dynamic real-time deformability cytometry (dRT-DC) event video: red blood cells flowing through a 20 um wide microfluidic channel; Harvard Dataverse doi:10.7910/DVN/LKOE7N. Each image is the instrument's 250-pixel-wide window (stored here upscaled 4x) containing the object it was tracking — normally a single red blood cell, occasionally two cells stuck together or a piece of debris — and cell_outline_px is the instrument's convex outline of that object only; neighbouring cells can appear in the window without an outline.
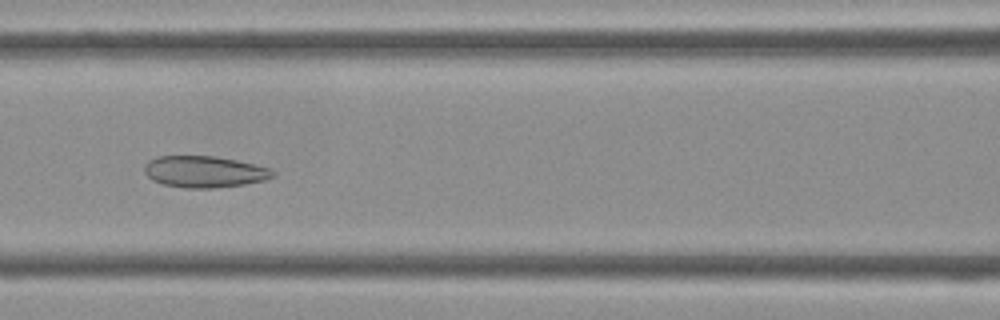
{"species": "Egyptian fruit bat (a non-hibernating species)", "species_latin": "Rousettus aegyptiacus", "temperature_condition": "cold", "stored_images_in_passage": 38, "camera_frame_rate_fps": 3000, "um_per_image_px": 0.085, "frame": {"image": 1, "passage_image": 18, "time_ms": 5.667, "image_size_px": [1000, 320], "cell_outline_px": [[276, 172], [272, 176], [264, 180], [244, 184], [212, 188], [184, 188], [164, 184], [152, 180], [144, 172], [144, 164], [148, 160], [156, 156], [212, 156], [236, 160], [268, 168]], "centroid_in_image_um": [17.31, 14.59], "position_along_channel_um": 149.3, "area_um2": 23.41}}
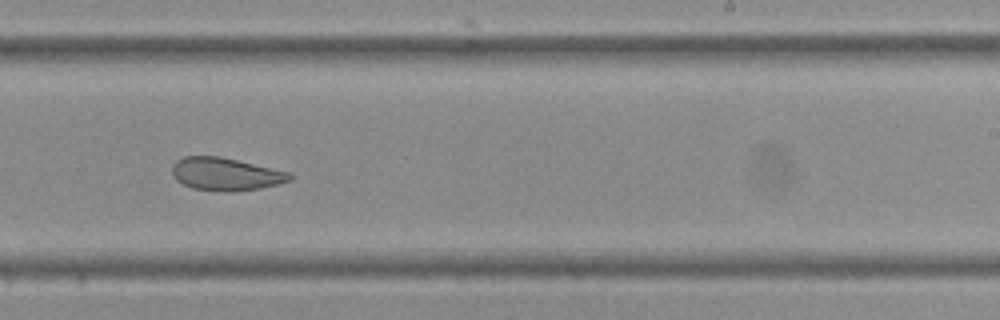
{"frame": {"image": 2, "passage_image": 26, "time_ms": 8.333, "image_size_px": [1000, 320], "cell_outline_px": [[292, 180], [280, 184], [260, 188], [232, 192], [224, 192], [192, 188], [176, 180], [172, 172], [172, 164], [176, 160], [184, 156], [220, 156], [292, 172]], "centroid_in_image_um": [19.21, 14.8], "position_along_channel_um": 269.8, "area_um2": 22.77}}
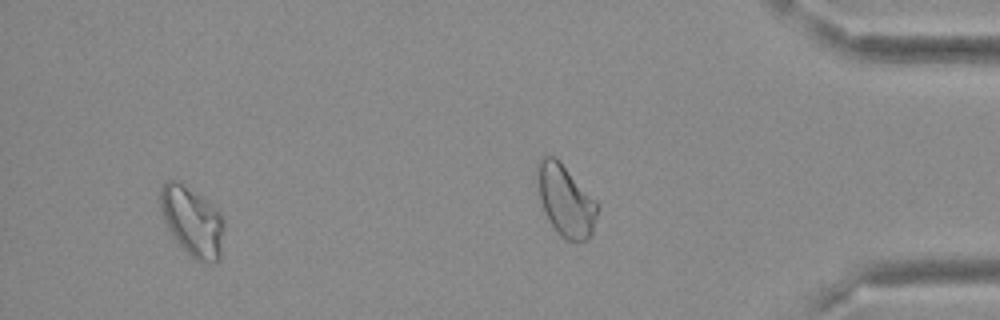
{"frame": {"image": 3, "passage_image": 35, "time_ms": 11.333, "image_size_px": [1000, 320], "cell_outline_px": [[224, 228], [220, 260], [216, 264], [208, 264], [196, 260], [172, 236], [164, 220], [160, 208], [160, 188], [164, 180], [176, 180], [216, 208], [220, 212], [224, 224]], "centroid_in_image_um": [16.35, 18.85], "position_along_channel_um": 418.9, "area_um2": 25.61}}